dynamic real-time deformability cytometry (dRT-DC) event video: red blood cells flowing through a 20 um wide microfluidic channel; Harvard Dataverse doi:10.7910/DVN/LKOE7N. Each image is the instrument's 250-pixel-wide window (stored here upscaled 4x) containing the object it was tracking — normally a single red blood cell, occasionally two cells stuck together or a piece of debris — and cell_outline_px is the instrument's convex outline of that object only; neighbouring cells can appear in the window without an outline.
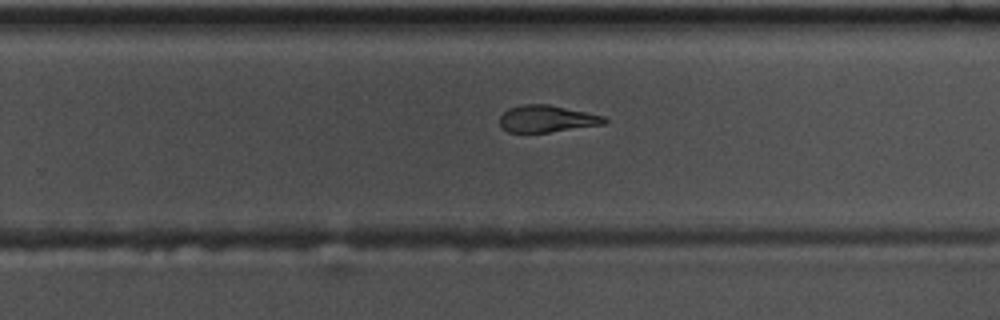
{"species": "common noctule bat (a hibernating species)", "species_latin": "Nyctalus noctula", "temperature_condition": "warm", "stored_images_in_passage": 55, "camera_frame_rate_fps": 3000, "um_per_image_px": 0.085, "animal": {"sex": "male", "body_mass_g": 17.5, "forearm_length_mm": 52.3}, "frame": {"image": 1, "passage_image": 35, "time_ms": 11.333, "image_size_px": [1000, 320], "cell_outline_px": [[608, 120], [604, 124], [548, 132], [508, 132], [500, 124], [500, 116], [508, 108], [524, 104], [548, 104], [604, 116]], "centroid_in_image_um": [46.47, 10.09], "position_along_channel_um": 283.3, "area_um2": 16.18}}
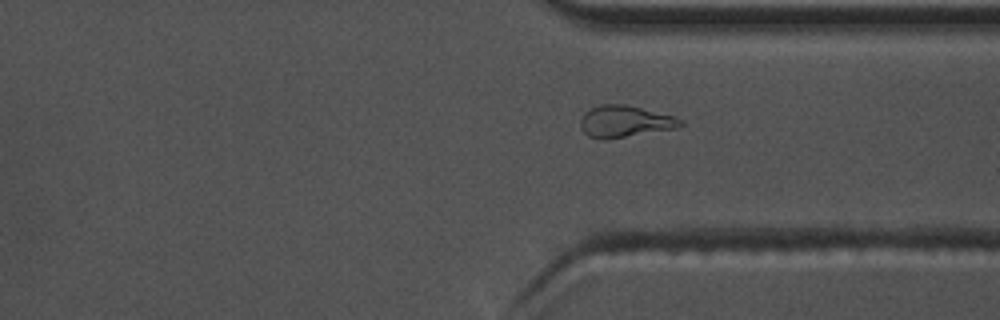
{"frame": {"image": 2, "passage_image": 41, "time_ms": 13.333, "image_size_px": [1000, 320], "cell_outline_px": [[684, 124], [676, 128], [600, 140], [588, 136], [580, 128], [580, 120], [584, 112], [600, 104], [624, 104], [676, 116], [684, 120]], "centroid_in_image_um": [53.11, 10.31], "position_along_channel_um": 358.3, "area_um2": 18.44}}
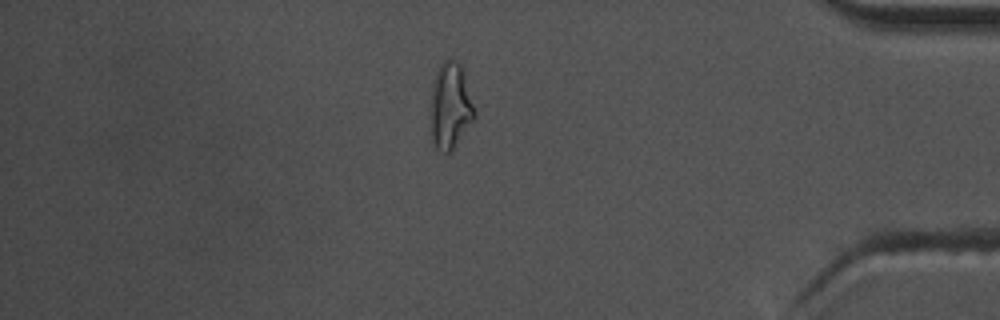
{"frame": {"image": 3, "passage_image": 47, "time_ms": 15.333, "image_size_px": [1000, 320], "cell_outline_px": [[476, 116], [452, 148], [448, 152], [444, 152], [436, 148], [432, 144], [432, 84], [436, 72], [440, 64], [444, 60], [452, 60], [460, 64], [476, 112]], "centroid_in_image_um": [38.28, 9.0], "position_along_channel_um": 396.9, "area_um2": 21.27}, "authors_computed_cell_mechanics": {"area_um2": 17.5712, "velocity_mm_per_s": 3.7333, "shape_relaxation_time_tau1_ms": 8.2441, "shape_relaxation_time_tau2_ms": 3.7158, "deformation_change_tau1": 0.2859, "deformation_change_tau2": 0.1349}}